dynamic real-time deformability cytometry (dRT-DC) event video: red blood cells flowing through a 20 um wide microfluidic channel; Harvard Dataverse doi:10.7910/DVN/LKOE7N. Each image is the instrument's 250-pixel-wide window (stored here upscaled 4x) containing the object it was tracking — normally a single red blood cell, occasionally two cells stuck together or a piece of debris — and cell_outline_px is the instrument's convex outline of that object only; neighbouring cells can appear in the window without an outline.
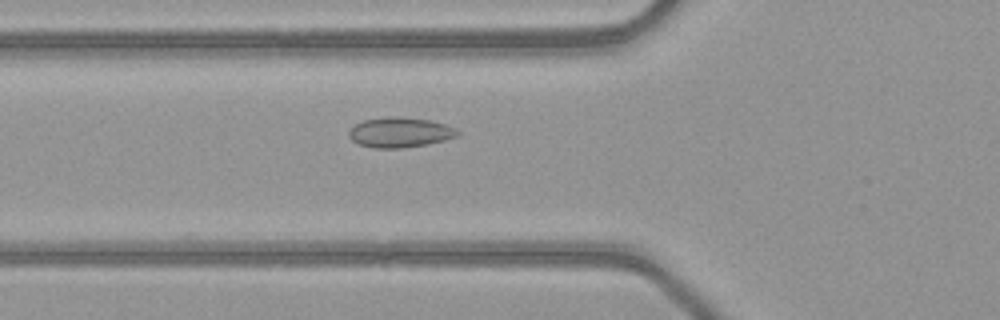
{"species": "common noctule bat (a hibernating species)", "species_latin": "Nyctalus noctula", "temperature_condition": "warm", "stored_images_in_passage": 33, "camera_frame_rate_fps": 3000, "um_per_image_px": 0.085, "animal": {"sex": "female", "body_mass_g": 21.9}, "frame": {"image": 1, "passage_image": 6, "time_ms": 1.667, "image_size_px": [1000, 320], "cell_outline_px": [[460, 132], [456, 136], [444, 140], [424, 144], [400, 148], [372, 148], [360, 144], [352, 140], [348, 136], [348, 132], [356, 124], [364, 120], [388, 116], [428, 120], [444, 124], [456, 128]], "centroid_in_image_um": [33.97, 11.25], "position_along_channel_um": 91.8, "area_um2": 18.67}}
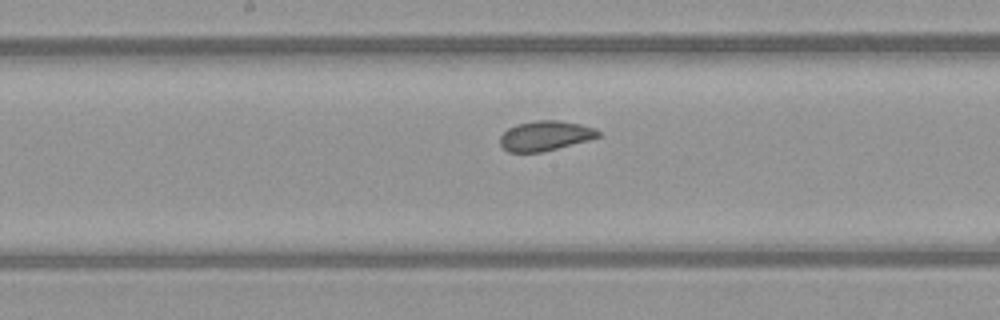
{"frame": {"image": 2, "passage_image": 14, "time_ms": 4.333, "image_size_px": [1000, 320], "cell_outline_px": [[600, 136], [588, 140], [540, 152], [508, 152], [500, 144], [500, 136], [508, 128], [516, 124], [536, 120], [560, 120], [580, 124], [592, 128], [600, 132]], "centroid_in_image_um": [46.31, 11.53], "position_along_channel_um": 201.9, "area_um2": 16.88}}
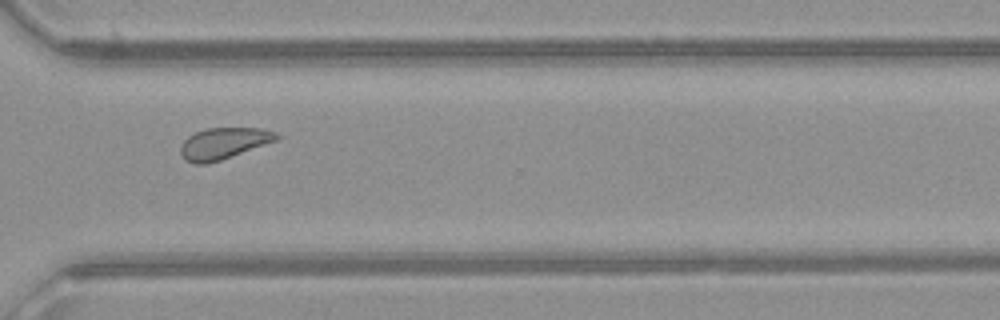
{"frame": {"image": 3, "passage_image": 25, "time_ms": 8.0, "image_size_px": [1000, 320], "cell_outline_px": [[280, 140], [208, 164], [196, 164], [184, 160], [180, 152], [180, 148], [184, 140], [188, 136], [196, 132], [208, 128], [260, 128], [276, 132], [280, 136]], "centroid_in_image_um": [19.03, 12.19], "position_along_channel_um": 351.6, "area_um2": 17.69}, "authors_computed_cell_mechanics": {"area_um2": 17.6868, "velocity_mm_per_s": 4.0961, "shape_relaxation_time_tau1_ms": null, "shape_relaxation_time_tau2_ms": 1.2075, "deformation_change_tau1": null, "deformation_change_tau2": 0.0555}}